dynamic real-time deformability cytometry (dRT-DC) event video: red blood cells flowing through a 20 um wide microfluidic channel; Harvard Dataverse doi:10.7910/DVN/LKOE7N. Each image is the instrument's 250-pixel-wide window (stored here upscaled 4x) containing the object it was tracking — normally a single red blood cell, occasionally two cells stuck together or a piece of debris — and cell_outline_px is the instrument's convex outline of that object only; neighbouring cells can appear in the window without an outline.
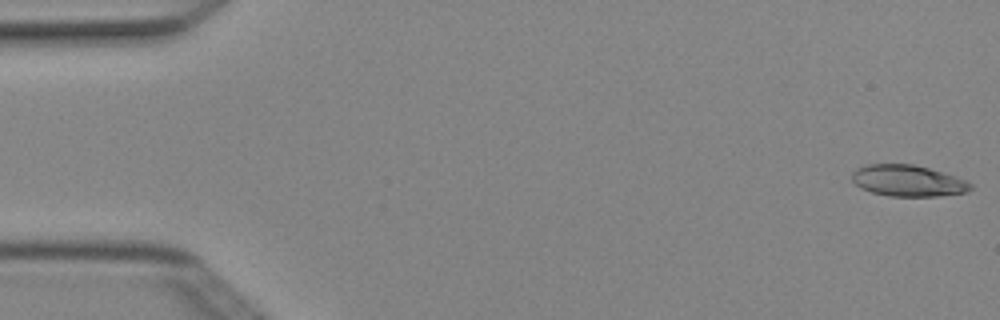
{"species": "Egyptian fruit bat (a non-hibernating species)", "species_latin": "Rousettus aegyptiacus", "temperature_condition": "cold", "stored_images_in_passage": 5, "camera_frame_rate_fps": 3000, "um_per_image_px": 0.085, "animal": {"sex": "female"}, "frame": {"image": 1, "passage_image": 1, "time_ms": 0.0, "image_size_px": [1000, 320], "cell_outline_px": [[972, 188], [968, 192], [936, 196], [888, 196], [872, 192], [860, 188], [852, 180], [852, 172], [856, 168], [868, 164], [912, 164], [928, 168], [964, 180], [972, 184]], "centroid_in_image_um": [77.13, 15.37], "position_along_channel_um": 7.9, "area_um2": 21.44}}
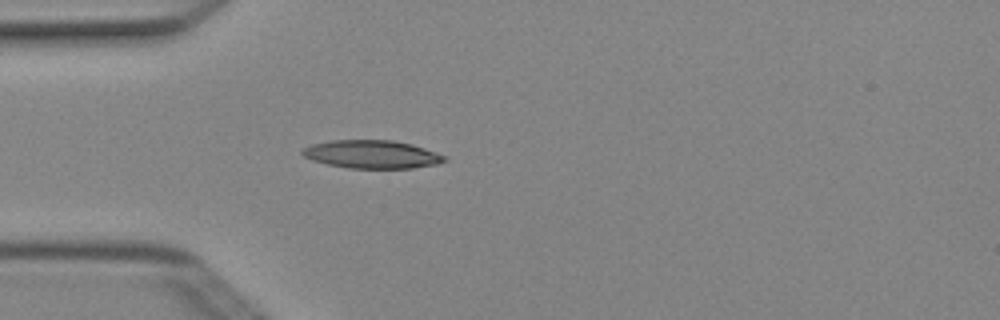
{"frame": {"image": 2, "passage_image": 5, "time_ms": 1.333, "image_size_px": [1000, 320], "cell_outline_px": [[448, 160], [436, 164], [412, 168], [348, 168], [328, 164], [312, 160], [304, 156], [300, 152], [304, 148], [312, 144], [332, 140], [392, 140], [412, 144], [448, 156]], "centroid_in_image_um": [31.64, 13.11], "position_along_channel_um": 53.4, "area_um2": 23.29}}